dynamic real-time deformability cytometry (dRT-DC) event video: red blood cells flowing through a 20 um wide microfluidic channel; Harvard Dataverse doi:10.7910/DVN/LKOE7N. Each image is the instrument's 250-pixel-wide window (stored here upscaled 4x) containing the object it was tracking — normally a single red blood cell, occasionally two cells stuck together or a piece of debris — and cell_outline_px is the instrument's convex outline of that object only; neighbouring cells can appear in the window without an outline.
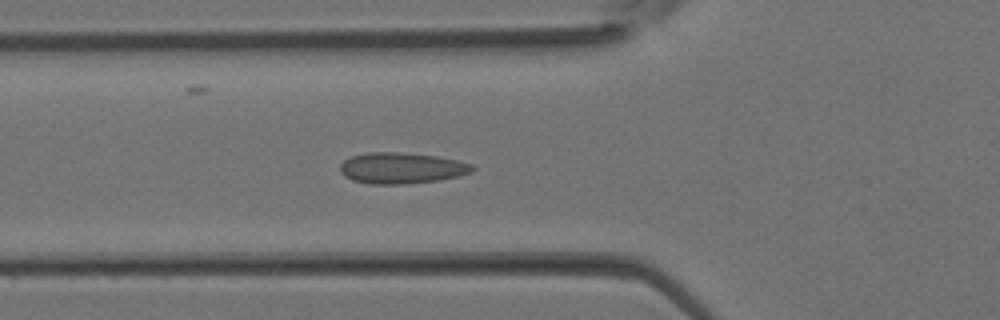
{"species": "Egyptian fruit bat (a non-hibernating species)", "species_latin": "Rousettus aegyptiacus", "temperature_condition": "room temperature", "stored_images_in_passage": 26, "camera_frame_rate_fps": 3000, "um_per_image_px": 0.085, "animal": {"sex": "female"}, "frame": {"image": 1, "passage_image": 2, "time_ms": 0.333, "image_size_px": [1000, 320], "cell_outline_px": [[476, 168], [472, 172], [440, 180], [408, 184], [368, 184], [352, 180], [344, 176], [340, 172], [340, 164], [344, 160], [352, 156], [368, 152], [400, 152], [436, 156], [456, 160], [472, 164]], "centroid_in_image_um": [34.11, 14.29], "position_along_channel_um": 91.7, "area_um2": 24.04}}
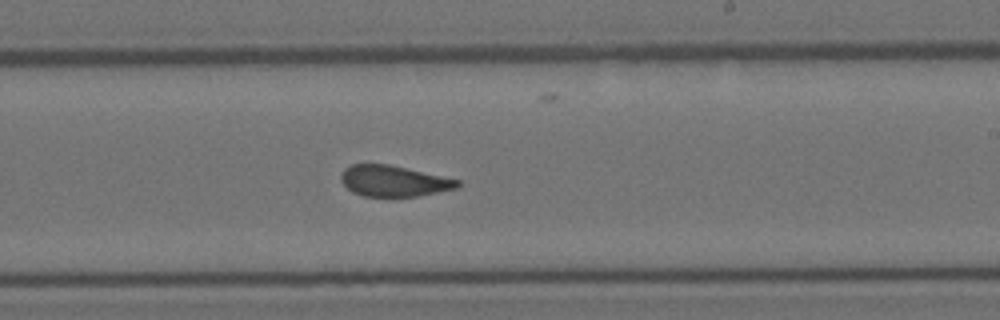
{"frame": {"image": 2, "passage_image": 11, "time_ms": 3.333, "image_size_px": [1000, 320], "cell_outline_px": [[460, 184], [456, 188], [416, 196], [392, 200], [364, 196], [352, 192], [340, 180], [340, 176], [344, 168], [352, 164], [388, 164], [460, 180]], "centroid_in_image_um": [33.42, 15.43], "position_along_channel_um": 255.6, "area_um2": 21.5}}
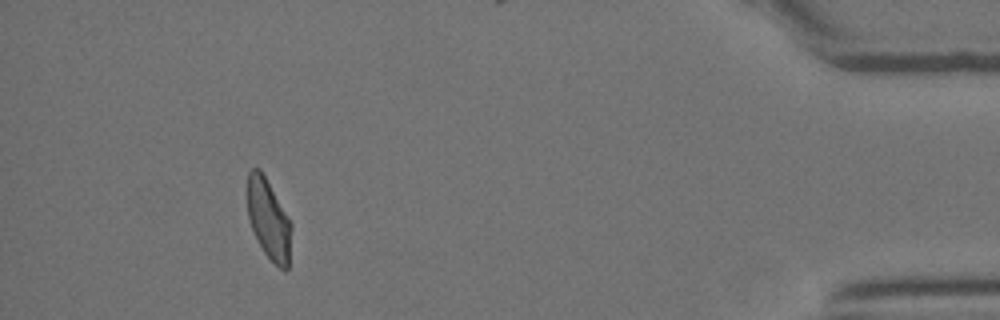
{"frame": {"image": 3, "passage_image": 23, "time_ms": 7.333, "image_size_px": [1000, 320], "cell_outline_px": [[292, 228], [288, 268], [284, 272], [264, 252], [256, 240], [248, 216], [248, 172], [252, 168], [260, 168], [292, 224]], "centroid_in_image_um": [22.84, 18.66], "position_along_channel_um": 412.4, "area_um2": 20.29}}